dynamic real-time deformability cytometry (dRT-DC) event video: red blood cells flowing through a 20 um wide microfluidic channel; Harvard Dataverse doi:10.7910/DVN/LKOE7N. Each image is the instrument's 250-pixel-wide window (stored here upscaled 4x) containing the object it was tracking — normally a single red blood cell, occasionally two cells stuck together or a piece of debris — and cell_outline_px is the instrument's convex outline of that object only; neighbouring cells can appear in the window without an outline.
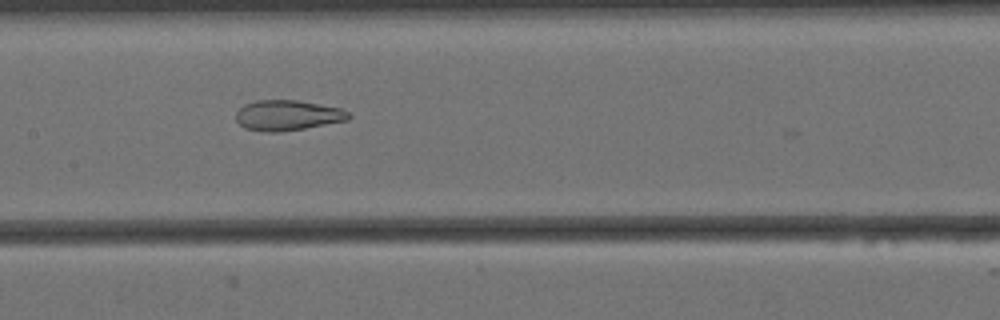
{"species": "Egyptian fruit bat (a non-hibernating species)", "species_latin": "Rousettus aegyptiacus", "temperature_condition": "cold", "stored_images_in_passage": 48, "camera_frame_rate_fps": 3000, "um_per_image_px": 0.085, "animal": {"sex": "female"}, "frame": {"image": 1, "passage_image": 27, "time_ms": 8.667, "image_size_px": [1000, 320], "cell_outline_px": [[352, 116], [348, 120], [304, 128], [280, 132], [264, 132], [244, 128], [236, 120], [236, 112], [244, 104], [256, 100], [296, 100], [340, 108], [348, 112]], "centroid_in_image_um": [24.41, 9.8], "position_along_channel_um": 183.0, "area_um2": 19.88}}
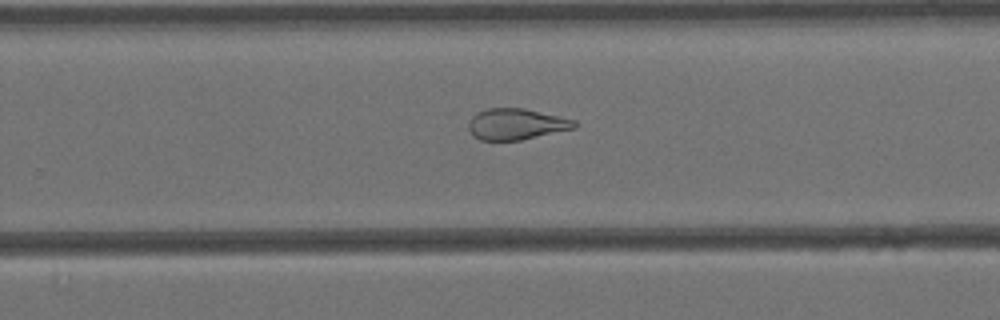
{"frame": {"image": 2, "passage_image": 36, "time_ms": 11.667, "image_size_px": [1000, 320], "cell_outline_px": [[576, 128], [520, 140], [480, 140], [472, 136], [468, 128], [468, 124], [472, 116], [476, 112], [488, 108], [524, 108], [560, 116], [576, 120]], "centroid_in_image_um": [43.86, 10.55], "position_along_channel_um": 285.9, "area_um2": 19.31}}
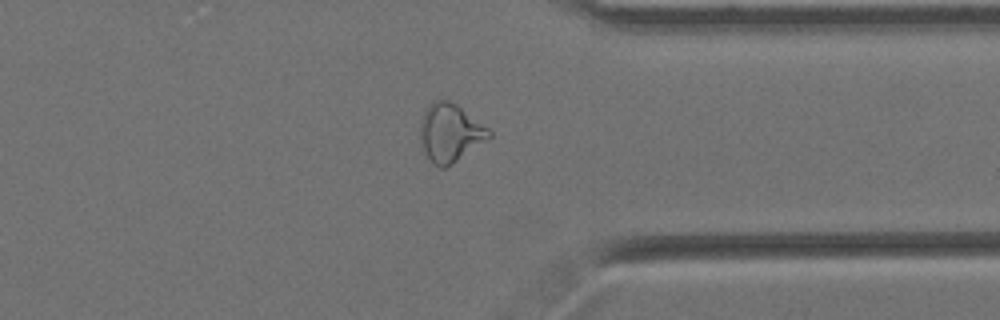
{"frame": {"image": 3, "passage_image": 44, "time_ms": 14.333, "image_size_px": [1000, 320], "cell_outline_px": [[492, 136], [452, 164], [444, 168], [440, 168], [432, 164], [424, 148], [420, 136], [420, 120], [428, 104], [432, 100], [448, 100], [456, 104], [488, 128], [492, 132]], "centroid_in_image_um": [38.24, 11.28], "position_along_channel_um": 373.2, "area_um2": 23.06}}